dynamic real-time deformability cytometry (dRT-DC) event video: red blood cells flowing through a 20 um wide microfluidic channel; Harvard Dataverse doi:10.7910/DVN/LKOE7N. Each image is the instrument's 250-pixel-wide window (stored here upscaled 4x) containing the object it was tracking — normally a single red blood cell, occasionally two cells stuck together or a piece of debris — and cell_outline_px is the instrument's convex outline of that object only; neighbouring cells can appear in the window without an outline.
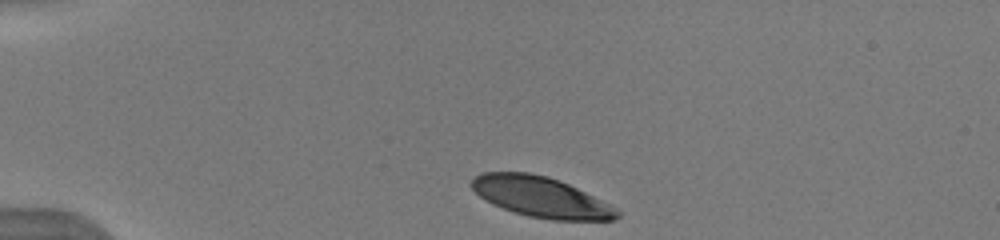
{"species": "human", "species_latin": "Homo sapiens", "temperature_condition": "warm", "stored_images_in_passage": 41, "camera_frame_rate_fps": 3000, "um_per_image_px": 0.085, "donor": {"sex": "male"}, "frame": {"image": 1, "passage_image": 1, "time_ms": 0.0, "image_size_px": [1000, 240], "cell_outline_px": [[620, 216], [616, 220], [552, 220], [528, 216], [492, 204], [480, 196], [468, 184], [480, 172], [528, 172], [548, 176], [560, 180], [616, 208], [620, 212]], "centroid_in_image_um": [45.96, 16.74], "position_along_channel_um": 39.0, "area_um2": 34.04}}
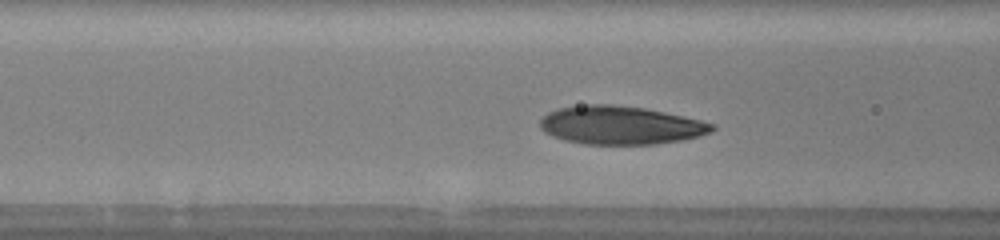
{"frame": {"image": 2, "passage_image": 11, "time_ms": 3.333, "image_size_px": [1000, 240], "cell_outline_px": [[716, 128], [712, 132], [700, 136], [684, 140], [656, 144], [584, 144], [564, 140], [552, 136], [544, 132], [540, 128], [540, 120], [548, 112], [556, 108], [584, 104], [612, 104], [644, 108], [684, 116], [716, 124]], "centroid_in_image_um": [52.75, 10.64], "position_along_channel_um": 113.8, "area_um2": 38.78}}
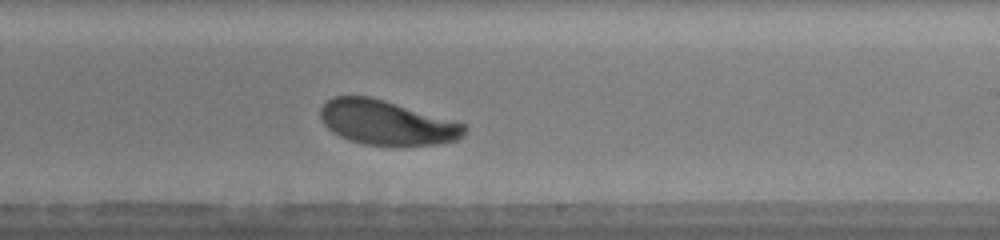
{"frame": {"image": 3, "passage_image": 22, "time_ms": 7.0, "image_size_px": [1000, 240], "cell_outline_px": [[468, 128], [464, 136], [456, 140], [436, 144], [364, 144], [348, 140], [332, 132], [320, 120], [320, 108], [332, 96], [372, 96], [464, 124]], "centroid_in_image_um": [32.83, 10.4], "position_along_channel_um": 256.2, "area_um2": 36.93}, "authors_computed_cell_mechanics": {"area_um2": 38.3214, "velocity_mm_per_s": 3.8842, "shape_relaxation_time_tau1_ms": 2.4311, "shape_relaxation_time_tau2_ms": null, "deformation_change_tau1": 0.1419, "deformation_change_tau2": null}}